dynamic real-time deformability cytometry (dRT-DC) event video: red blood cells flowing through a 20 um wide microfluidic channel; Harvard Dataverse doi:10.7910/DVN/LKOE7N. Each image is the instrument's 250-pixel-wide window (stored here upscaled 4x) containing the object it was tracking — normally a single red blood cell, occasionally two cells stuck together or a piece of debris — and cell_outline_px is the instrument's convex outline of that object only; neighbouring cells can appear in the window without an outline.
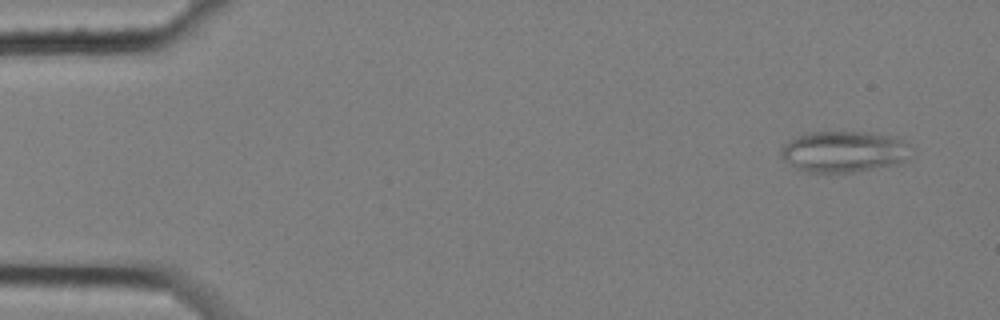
{"species": "common noctule bat (a hibernating species)", "species_latin": "Nyctalus noctula", "temperature_condition": "cold", "stored_images_in_passage": 5, "camera_frame_rate_fps": 3000, "um_per_image_px": 0.085, "animal": {"sex": "female", "body_mass_g": 25.1}, "frame": {"image": 1, "passage_image": 1, "time_ms": 0.0, "image_size_px": [1000, 320], "cell_outline_px": [[908, 160], [896, 164], [852, 172], [808, 172], [796, 168], [784, 160], [780, 156], [780, 148], [788, 140], [796, 136], [808, 132], [868, 132], [896, 136], [908, 144]], "centroid_in_image_um": [71.69, 12.87], "position_along_channel_um": 13.3, "area_um2": 31.27}}